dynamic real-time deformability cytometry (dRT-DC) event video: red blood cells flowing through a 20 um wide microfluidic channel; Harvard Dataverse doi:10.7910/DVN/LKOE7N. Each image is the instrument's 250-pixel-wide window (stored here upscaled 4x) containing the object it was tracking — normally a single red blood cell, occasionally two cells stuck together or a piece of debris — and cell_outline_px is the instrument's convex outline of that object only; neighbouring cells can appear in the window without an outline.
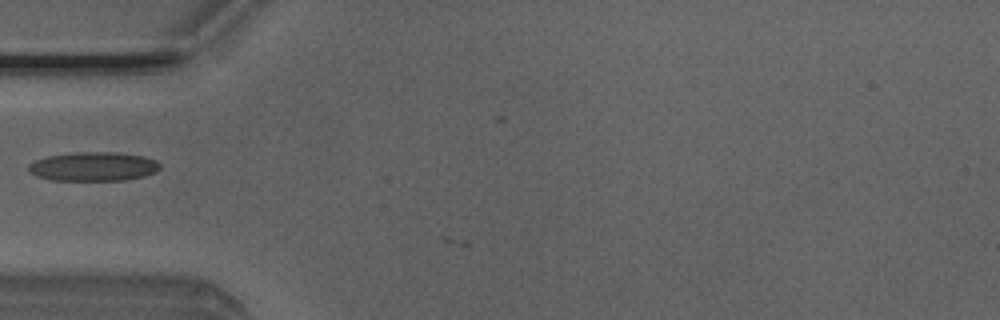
{"species": "Egyptian fruit bat (a non-hibernating species)", "species_latin": "Rousettus aegyptiacus", "temperature_condition": "room temperature", "stored_images_in_passage": 2, "camera_frame_rate_fps": 3000, "um_per_image_px": 0.085, "animal": {"sex": "male"}, "frame": {"image": 1, "passage_image": 1, "time_ms": 0.0, "image_size_px": [1000, 320], "cell_outline_px": [[160, 168], [156, 172], [144, 176], [124, 180], [48, 180], [36, 176], [28, 172], [28, 164], [36, 160], [48, 156], [76, 152], [116, 152], [144, 156], [156, 160], [160, 164]], "centroid_in_image_um": [7.93, 14.15], "position_along_channel_um": 77.1, "area_um2": 22.37}}